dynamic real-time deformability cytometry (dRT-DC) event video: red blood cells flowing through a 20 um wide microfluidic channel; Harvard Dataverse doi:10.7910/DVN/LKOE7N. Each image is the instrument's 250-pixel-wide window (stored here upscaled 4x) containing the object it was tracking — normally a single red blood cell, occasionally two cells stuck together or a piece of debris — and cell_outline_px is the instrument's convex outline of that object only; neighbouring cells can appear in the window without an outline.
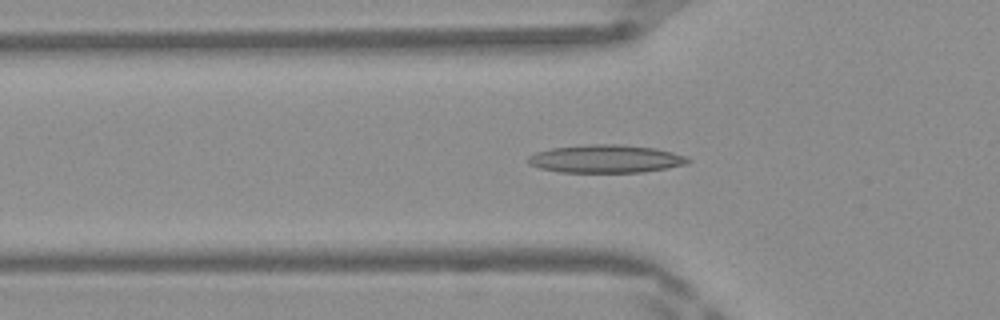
{"species": "Egyptian fruit bat (a non-hibernating species)", "species_latin": "Rousettus aegyptiacus", "temperature_condition": "warm", "stored_images_in_passage": 49, "camera_frame_rate_fps": 3000, "um_per_image_px": 0.085, "frame": {"image": 1, "passage_image": 16, "time_ms": 5.0, "image_size_px": [1000, 320], "cell_outline_px": [[692, 160], [688, 164], [644, 172], [560, 172], [540, 168], [528, 164], [528, 156], [536, 152], [552, 148], [592, 144], [620, 144], [656, 148], [688, 156]], "centroid_in_image_um": [51.53, 13.5], "position_along_channel_um": 74.3, "area_um2": 26.18}}
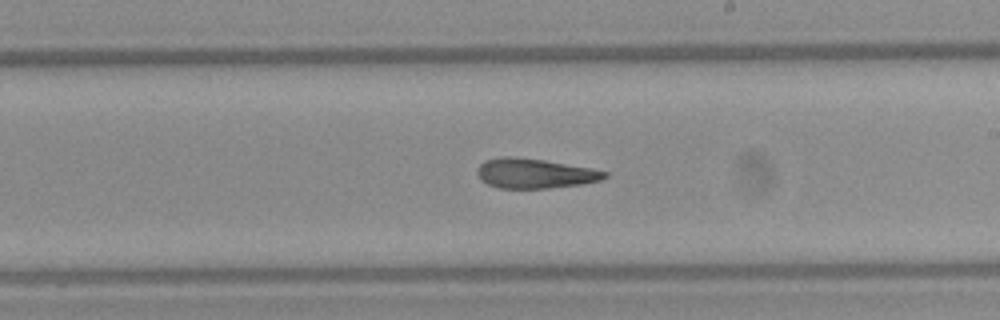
{"frame": {"image": 2, "passage_image": 28, "time_ms": 9.0, "image_size_px": [1000, 320], "cell_outline_px": [[608, 176], [600, 180], [580, 184], [548, 188], [500, 188], [488, 184], [480, 180], [476, 172], [480, 164], [484, 160], [500, 156], [508, 156], [544, 160], [588, 168], [608, 172]], "centroid_in_image_um": [45.39, 14.74], "position_along_channel_um": 243.6, "area_um2": 21.91}}
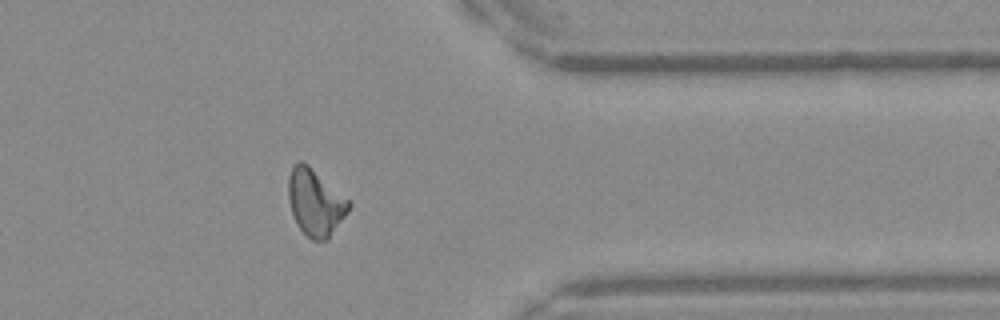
{"frame": {"image": 3, "passage_image": 39, "time_ms": 12.667, "image_size_px": [1000, 320], "cell_outline_px": [[352, 204], [348, 212], [328, 240], [312, 240], [296, 224], [288, 200], [288, 176], [292, 164], [300, 160], [308, 164], [348, 200]], "centroid_in_image_um": [26.78, 17.2], "position_along_channel_um": 384.6, "area_um2": 23.41}, "authors_computed_cell_mechanics": {"area_um2": 23.0622, "velocity_mm_per_s": 4.2017, "shape_relaxation_time_tau1_ms": null, "shape_relaxation_time_tau2_ms": 3.4506, "deformation_change_tau1": null, "deformation_change_tau2": 0.1424}}